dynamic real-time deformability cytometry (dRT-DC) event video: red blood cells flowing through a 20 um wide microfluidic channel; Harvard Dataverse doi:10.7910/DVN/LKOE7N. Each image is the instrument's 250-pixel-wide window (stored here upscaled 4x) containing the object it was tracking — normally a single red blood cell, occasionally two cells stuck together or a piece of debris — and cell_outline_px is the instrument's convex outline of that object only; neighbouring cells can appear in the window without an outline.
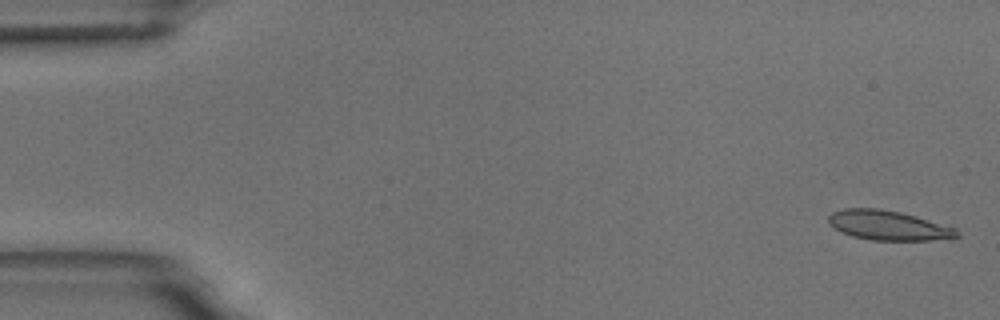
{"species": "common noctule bat (a hibernating species)", "species_latin": "Nyctalus noctula", "temperature_condition": "room temperature", "stored_images_in_passage": 12, "camera_frame_rate_fps": 3000, "um_per_image_px": 0.085, "animal": {"sex": "male", "body_mass_g": 18.8}, "frame": {"image": 1, "passage_image": 1, "time_ms": 0.0, "image_size_px": [1000, 320], "cell_outline_px": [[960, 236], [952, 240], [872, 240], [852, 236], [840, 232], [828, 224], [828, 216], [832, 212], [844, 208], [876, 208], [900, 212], [948, 224], [956, 228], [960, 232]], "centroid_in_image_um": [75.58, 19.17], "position_along_channel_um": 9.4, "area_um2": 22.72}}